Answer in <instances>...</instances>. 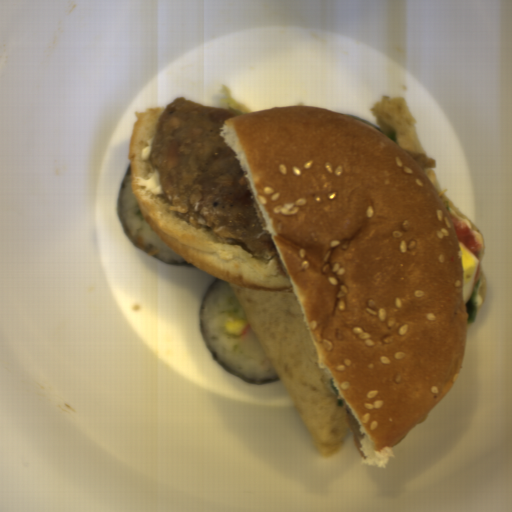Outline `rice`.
I'll return each mask as SVG.
<instances>
[{
  "label": "rice",
  "instance_id": "652b925c",
  "mask_svg": "<svg viewBox=\"0 0 512 512\" xmlns=\"http://www.w3.org/2000/svg\"><path fill=\"white\" fill-rule=\"evenodd\" d=\"M247 319L227 281L217 283L202 308V331L216 360L245 379L266 381L278 377L269 356L262 363L241 353L238 344L241 335H231L225 329L226 321Z\"/></svg>",
  "mask_w": 512,
  "mask_h": 512
},
{
  "label": "rice",
  "instance_id": "023b6e5f",
  "mask_svg": "<svg viewBox=\"0 0 512 512\" xmlns=\"http://www.w3.org/2000/svg\"><path fill=\"white\" fill-rule=\"evenodd\" d=\"M120 218L125 231L147 252L167 262H187L176 254L145 221L132 189L131 171L125 176L120 199Z\"/></svg>",
  "mask_w": 512,
  "mask_h": 512
}]
</instances>
